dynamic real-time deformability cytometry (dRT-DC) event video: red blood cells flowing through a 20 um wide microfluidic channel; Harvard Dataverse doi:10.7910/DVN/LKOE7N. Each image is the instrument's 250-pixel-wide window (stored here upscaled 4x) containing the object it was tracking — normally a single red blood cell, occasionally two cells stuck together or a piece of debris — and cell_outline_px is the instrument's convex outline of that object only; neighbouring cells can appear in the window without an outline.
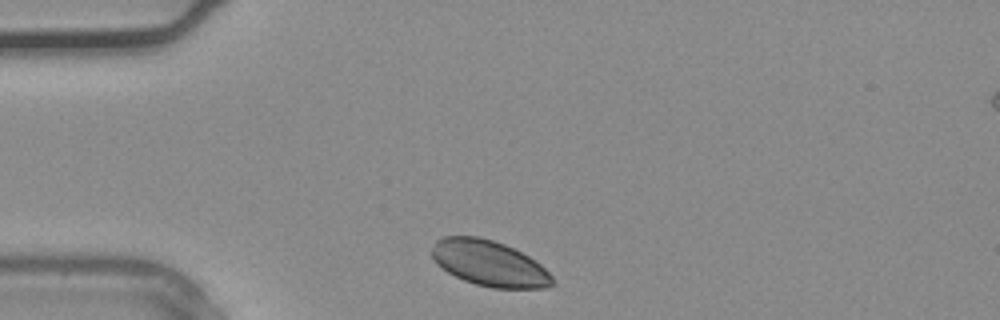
{"species": "common noctule bat (a hibernating species)", "species_latin": "Nyctalus noctula", "temperature_condition": "warm", "stored_images_in_passage": 17, "camera_frame_rate_fps": 3000, "um_per_image_px": 0.085, "animal": {"sex": "male", "body_mass_g": 20.4}, "frame": {"image": 1, "passage_image": 1, "time_ms": 0.0, "image_size_px": [1000, 320], "cell_outline_px": [[556, 284], [548, 288], [492, 288], [476, 284], [464, 280], [448, 272], [436, 264], [432, 260], [432, 248], [436, 240], [444, 236], [476, 236], [492, 240], [504, 244], [528, 256], [540, 264], [552, 276]], "centroid_in_image_um": [41.58, 22.39], "position_along_channel_um": 43.4, "area_um2": 32.02}}
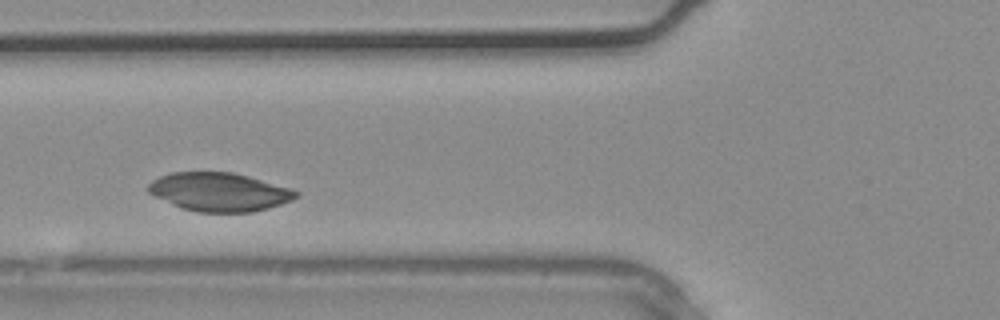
{"frame": {"image": 2, "passage_image": 6, "time_ms": 1.667, "image_size_px": [1000, 320], "cell_outline_px": [[300, 196], [292, 200], [268, 208], [252, 212], [196, 212], [180, 208], [148, 192], [148, 184], [152, 180], [160, 176], [172, 172], [232, 172], [248, 176], [292, 188], [300, 192]], "centroid_in_image_um": [18.67, 16.31], "position_along_channel_um": 107.1, "area_um2": 33.23}}